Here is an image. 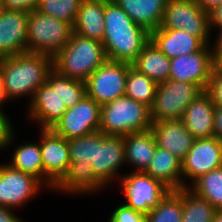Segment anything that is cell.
Returning a JSON list of instances; mask_svg holds the SVG:
<instances>
[{
  "mask_svg": "<svg viewBox=\"0 0 222 222\" xmlns=\"http://www.w3.org/2000/svg\"><path fill=\"white\" fill-rule=\"evenodd\" d=\"M53 69V57L45 54L25 52L0 58V75L7 99L13 103L26 97L29 104Z\"/></svg>",
  "mask_w": 222,
  "mask_h": 222,
  "instance_id": "6da1fadb",
  "label": "cell"
},
{
  "mask_svg": "<svg viewBox=\"0 0 222 222\" xmlns=\"http://www.w3.org/2000/svg\"><path fill=\"white\" fill-rule=\"evenodd\" d=\"M104 24L102 43L108 60L132 64L150 41V32L135 24L114 0L105 4Z\"/></svg>",
  "mask_w": 222,
  "mask_h": 222,
  "instance_id": "7a4b0ae2",
  "label": "cell"
},
{
  "mask_svg": "<svg viewBox=\"0 0 222 222\" xmlns=\"http://www.w3.org/2000/svg\"><path fill=\"white\" fill-rule=\"evenodd\" d=\"M106 60L101 41L73 32L70 41L53 57V68L62 76L86 82Z\"/></svg>",
  "mask_w": 222,
  "mask_h": 222,
  "instance_id": "3957f363",
  "label": "cell"
},
{
  "mask_svg": "<svg viewBox=\"0 0 222 222\" xmlns=\"http://www.w3.org/2000/svg\"><path fill=\"white\" fill-rule=\"evenodd\" d=\"M150 107L126 96L101 106L99 131L125 136L150 130Z\"/></svg>",
  "mask_w": 222,
  "mask_h": 222,
  "instance_id": "277c9868",
  "label": "cell"
},
{
  "mask_svg": "<svg viewBox=\"0 0 222 222\" xmlns=\"http://www.w3.org/2000/svg\"><path fill=\"white\" fill-rule=\"evenodd\" d=\"M72 33L70 23L33 10L28 13L27 52L54 57Z\"/></svg>",
  "mask_w": 222,
  "mask_h": 222,
  "instance_id": "5b68a950",
  "label": "cell"
},
{
  "mask_svg": "<svg viewBox=\"0 0 222 222\" xmlns=\"http://www.w3.org/2000/svg\"><path fill=\"white\" fill-rule=\"evenodd\" d=\"M26 105V119L38 129H52L60 120L68 108L60 95V74L55 69Z\"/></svg>",
  "mask_w": 222,
  "mask_h": 222,
  "instance_id": "8992f818",
  "label": "cell"
},
{
  "mask_svg": "<svg viewBox=\"0 0 222 222\" xmlns=\"http://www.w3.org/2000/svg\"><path fill=\"white\" fill-rule=\"evenodd\" d=\"M202 92L198 86L184 81L169 79L159 83L150 107L152 122L181 119L188 105Z\"/></svg>",
  "mask_w": 222,
  "mask_h": 222,
  "instance_id": "52a82bcc",
  "label": "cell"
},
{
  "mask_svg": "<svg viewBox=\"0 0 222 222\" xmlns=\"http://www.w3.org/2000/svg\"><path fill=\"white\" fill-rule=\"evenodd\" d=\"M158 29H179L211 44L209 16L194 0H167Z\"/></svg>",
  "mask_w": 222,
  "mask_h": 222,
  "instance_id": "ba28073f",
  "label": "cell"
},
{
  "mask_svg": "<svg viewBox=\"0 0 222 222\" xmlns=\"http://www.w3.org/2000/svg\"><path fill=\"white\" fill-rule=\"evenodd\" d=\"M118 187L124 196L123 204L144 215L155 208L170 191L161 182L144 172H128L118 179Z\"/></svg>",
  "mask_w": 222,
  "mask_h": 222,
  "instance_id": "9c48e42d",
  "label": "cell"
},
{
  "mask_svg": "<svg viewBox=\"0 0 222 222\" xmlns=\"http://www.w3.org/2000/svg\"><path fill=\"white\" fill-rule=\"evenodd\" d=\"M43 190L49 189L36 177L0 163V206L19 210Z\"/></svg>",
  "mask_w": 222,
  "mask_h": 222,
  "instance_id": "30bf717a",
  "label": "cell"
},
{
  "mask_svg": "<svg viewBox=\"0 0 222 222\" xmlns=\"http://www.w3.org/2000/svg\"><path fill=\"white\" fill-rule=\"evenodd\" d=\"M130 66L129 63L107 59L86 80V95L100 106L124 97Z\"/></svg>",
  "mask_w": 222,
  "mask_h": 222,
  "instance_id": "8fae6325",
  "label": "cell"
},
{
  "mask_svg": "<svg viewBox=\"0 0 222 222\" xmlns=\"http://www.w3.org/2000/svg\"><path fill=\"white\" fill-rule=\"evenodd\" d=\"M96 179L106 188L118 182L125 163V143L121 135H104L95 144L94 161H91ZM109 187V188H108Z\"/></svg>",
  "mask_w": 222,
  "mask_h": 222,
  "instance_id": "7c38bea8",
  "label": "cell"
},
{
  "mask_svg": "<svg viewBox=\"0 0 222 222\" xmlns=\"http://www.w3.org/2000/svg\"><path fill=\"white\" fill-rule=\"evenodd\" d=\"M101 106L85 95L75 106L68 108L52 130L71 139L99 131Z\"/></svg>",
  "mask_w": 222,
  "mask_h": 222,
  "instance_id": "4fadbf2b",
  "label": "cell"
},
{
  "mask_svg": "<svg viewBox=\"0 0 222 222\" xmlns=\"http://www.w3.org/2000/svg\"><path fill=\"white\" fill-rule=\"evenodd\" d=\"M219 167H222V140L215 136L194 140L192 148L182 160L183 188Z\"/></svg>",
  "mask_w": 222,
  "mask_h": 222,
  "instance_id": "5bb4252c",
  "label": "cell"
},
{
  "mask_svg": "<svg viewBox=\"0 0 222 222\" xmlns=\"http://www.w3.org/2000/svg\"><path fill=\"white\" fill-rule=\"evenodd\" d=\"M214 67L211 45L206 44L198 52L170 59L169 79L188 82L206 91Z\"/></svg>",
  "mask_w": 222,
  "mask_h": 222,
  "instance_id": "9a60e30c",
  "label": "cell"
},
{
  "mask_svg": "<svg viewBox=\"0 0 222 222\" xmlns=\"http://www.w3.org/2000/svg\"><path fill=\"white\" fill-rule=\"evenodd\" d=\"M38 130L39 140H25V142L23 141L19 144L15 142L17 141V132H15V127L12 129L7 139L5 151H8V149L10 150L11 146H15V148L13 147L11 158L6 163L14 169L36 177L49 189V192L52 191L53 193L55 185L44 175L40 150V129Z\"/></svg>",
  "mask_w": 222,
  "mask_h": 222,
  "instance_id": "2e32d148",
  "label": "cell"
},
{
  "mask_svg": "<svg viewBox=\"0 0 222 222\" xmlns=\"http://www.w3.org/2000/svg\"><path fill=\"white\" fill-rule=\"evenodd\" d=\"M40 150L44 175L56 185L70 166L68 140L52 129H40Z\"/></svg>",
  "mask_w": 222,
  "mask_h": 222,
  "instance_id": "e0dca14e",
  "label": "cell"
},
{
  "mask_svg": "<svg viewBox=\"0 0 222 222\" xmlns=\"http://www.w3.org/2000/svg\"><path fill=\"white\" fill-rule=\"evenodd\" d=\"M28 13L0 12V58L27 52Z\"/></svg>",
  "mask_w": 222,
  "mask_h": 222,
  "instance_id": "ac0fdd59",
  "label": "cell"
},
{
  "mask_svg": "<svg viewBox=\"0 0 222 222\" xmlns=\"http://www.w3.org/2000/svg\"><path fill=\"white\" fill-rule=\"evenodd\" d=\"M156 145L183 160L194 143L193 135L181 119L153 122L150 128Z\"/></svg>",
  "mask_w": 222,
  "mask_h": 222,
  "instance_id": "d6986e66",
  "label": "cell"
},
{
  "mask_svg": "<svg viewBox=\"0 0 222 222\" xmlns=\"http://www.w3.org/2000/svg\"><path fill=\"white\" fill-rule=\"evenodd\" d=\"M106 189L95 177L92 165L70 163L67 173L55 185L53 192L67 196H94L100 195ZM85 194V195H84Z\"/></svg>",
  "mask_w": 222,
  "mask_h": 222,
  "instance_id": "ffe728a7",
  "label": "cell"
},
{
  "mask_svg": "<svg viewBox=\"0 0 222 222\" xmlns=\"http://www.w3.org/2000/svg\"><path fill=\"white\" fill-rule=\"evenodd\" d=\"M214 109L210 95L203 91L184 111L182 123L195 140L214 136Z\"/></svg>",
  "mask_w": 222,
  "mask_h": 222,
  "instance_id": "44dd1931",
  "label": "cell"
},
{
  "mask_svg": "<svg viewBox=\"0 0 222 222\" xmlns=\"http://www.w3.org/2000/svg\"><path fill=\"white\" fill-rule=\"evenodd\" d=\"M150 41L168 58L200 51L205 44L196 36L179 29H156Z\"/></svg>",
  "mask_w": 222,
  "mask_h": 222,
  "instance_id": "7402d4cb",
  "label": "cell"
},
{
  "mask_svg": "<svg viewBox=\"0 0 222 222\" xmlns=\"http://www.w3.org/2000/svg\"><path fill=\"white\" fill-rule=\"evenodd\" d=\"M144 173L161 182L170 191L183 188L182 161L158 146Z\"/></svg>",
  "mask_w": 222,
  "mask_h": 222,
  "instance_id": "603a6c76",
  "label": "cell"
},
{
  "mask_svg": "<svg viewBox=\"0 0 222 222\" xmlns=\"http://www.w3.org/2000/svg\"><path fill=\"white\" fill-rule=\"evenodd\" d=\"M108 0H82L73 32L102 42L104 36L105 4Z\"/></svg>",
  "mask_w": 222,
  "mask_h": 222,
  "instance_id": "cb8c5ba5",
  "label": "cell"
},
{
  "mask_svg": "<svg viewBox=\"0 0 222 222\" xmlns=\"http://www.w3.org/2000/svg\"><path fill=\"white\" fill-rule=\"evenodd\" d=\"M125 143L126 167H132V172H144L154 157L156 142L151 130L130 133L123 136ZM135 169H134V168Z\"/></svg>",
  "mask_w": 222,
  "mask_h": 222,
  "instance_id": "d4e9b609",
  "label": "cell"
},
{
  "mask_svg": "<svg viewBox=\"0 0 222 222\" xmlns=\"http://www.w3.org/2000/svg\"><path fill=\"white\" fill-rule=\"evenodd\" d=\"M135 24L148 32L161 25L167 0H114Z\"/></svg>",
  "mask_w": 222,
  "mask_h": 222,
  "instance_id": "484cf974",
  "label": "cell"
},
{
  "mask_svg": "<svg viewBox=\"0 0 222 222\" xmlns=\"http://www.w3.org/2000/svg\"><path fill=\"white\" fill-rule=\"evenodd\" d=\"M138 72L145 74L157 84L169 80L170 59L149 41L131 64Z\"/></svg>",
  "mask_w": 222,
  "mask_h": 222,
  "instance_id": "4316f807",
  "label": "cell"
},
{
  "mask_svg": "<svg viewBox=\"0 0 222 222\" xmlns=\"http://www.w3.org/2000/svg\"><path fill=\"white\" fill-rule=\"evenodd\" d=\"M188 188L209 201L216 210H222V167L203 174Z\"/></svg>",
  "mask_w": 222,
  "mask_h": 222,
  "instance_id": "83f0119b",
  "label": "cell"
},
{
  "mask_svg": "<svg viewBox=\"0 0 222 222\" xmlns=\"http://www.w3.org/2000/svg\"><path fill=\"white\" fill-rule=\"evenodd\" d=\"M216 209L188 187L182 188L181 222H212Z\"/></svg>",
  "mask_w": 222,
  "mask_h": 222,
  "instance_id": "f1b7e54d",
  "label": "cell"
},
{
  "mask_svg": "<svg viewBox=\"0 0 222 222\" xmlns=\"http://www.w3.org/2000/svg\"><path fill=\"white\" fill-rule=\"evenodd\" d=\"M157 85L151 78L138 72L131 65L126 77L125 96L151 107Z\"/></svg>",
  "mask_w": 222,
  "mask_h": 222,
  "instance_id": "f546056e",
  "label": "cell"
},
{
  "mask_svg": "<svg viewBox=\"0 0 222 222\" xmlns=\"http://www.w3.org/2000/svg\"><path fill=\"white\" fill-rule=\"evenodd\" d=\"M182 188L169 191L146 215V222H181Z\"/></svg>",
  "mask_w": 222,
  "mask_h": 222,
  "instance_id": "4dcf8cb0",
  "label": "cell"
},
{
  "mask_svg": "<svg viewBox=\"0 0 222 222\" xmlns=\"http://www.w3.org/2000/svg\"><path fill=\"white\" fill-rule=\"evenodd\" d=\"M104 135L101 131H96L89 135L68 139L70 163L92 165L91 161H94L95 144Z\"/></svg>",
  "mask_w": 222,
  "mask_h": 222,
  "instance_id": "1f68e13d",
  "label": "cell"
},
{
  "mask_svg": "<svg viewBox=\"0 0 222 222\" xmlns=\"http://www.w3.org/2000/svg\"><path fill=\"white\" fill-rule=\"evenodd\" d=\"M82 0H39V13L66 21L72 26L76 20Z\"/></svg>",
  "mask_w": 222,
  "mask_h": 222,
  "instance_id": "d6a6232c",
  "label": "cell"
},
{
  "mask_svg": "<svg viewBox=\"0 0 222 222\" xmlns=\"http://www.w3.org/2000/svg\"><path fill=\"white\" fill-rule=\"evenodd\" d=\"M60 95L67 108L73 107L86 95V82L60 75Z\"/></svg>",
  "mask_w": 222,
  "mask_h": 222,
  "instance_id": "836d02e7",
  "label": "cell"
},
{
  "mask_svg": "<svg viewBox=\"0 0 222 222\" xmlns=\"http://www.w3.org/2000/svg\"><path fill=\"white\" fill-rule=\"evenodd\" d=\"M108 222H146V215L120 202L117 207L112 210Z\"/></svg>",
  "mask_w": 222,
  "mask_h": 222,
  "instance_id": "e575fe53",
  "label": "cell"
},
{
  "mask_svg": "<svg viewBox=\"0 0 222 222\" xmlns=\"http://www.w3.org/2000/svg\"><path fill=\"white\" fill-rule=\"evenodd\" d=\"M206 92L210 95L215 106H222V73L215 67L210 77Z\"/></svg>",
  "mask_w": 222,
  "mask_h": 222,
  "instance_id": "d590c367",
  "label": "cell"
},
{
  "mask_svg": "<svg viewBox=\"0 0 222 222\" xmlns=\"http://www.w3.org/2000/svg\"><path fill=\"white\" fill-rule=\"evenodd\" d=\"M2 9L29 13L36 10L39 0H1Z\"/></svg>",
  "mask_w": 222,
  "mask_h": 222,
  "instance_id": "8d00e7d4",
  "label": "cell"
},
{
  "mask_svg": "<svg viewBox=\"0 0 222 222\" xmlns=\"http://www.w3.org/2000/svg\"><path fill=\"white\" fill-rule=\"evenodd\" d=\"M15 126L6 113H0V153L5 152L8 136Z\"/></svg>",
  "mask_w": 222,
  "mask_h": 222,
  "instance_id": "74e56055",
  "label": "cell"
},
{
  "mask_svg": "<svg viewBox=\"0 0 222 222\" xmlns=\"http://www.w3.org/2000/svg\"><path fill=\"white\" fill-rule=\"evenodd\" d=\"M208 16H209V27L212 34H214L213 32L217 31L218 29H222V5L210 11L208 13Z\"/></svg>",
  "mask_w": 222,
  "mask_h": 222,
  "instance_id": "f35d334b",
  "label": "cell"
},
{
  "mask_svg": "<svg viewBox=\"0 0 222 222\" xmlns=\"http://www.w3.org/2000/svg\"><path fill=\"white\" fill-rule=\"evenodd\" d=\"M17 210L0 206V222H26L24 218L17 216Z\"/></svg>",
  "mask_w": 222,
  "mask_h": 222,
  "instance_id": "ab89813d",
  "label": "cell"
},
{
  "mask_svg": "<svg viewBox=\"0 0 222 222\" xmlns=\"http://www.w3.org/2000/svg\"><path fill=\"white\" fill-rule=\"evenodd\" d=\"M214 136L222 140V106H215L214 109Z\"/></svg>",
  "mask_w": 222,
  "mask_h": 222,
  "instance_id": "60d3db41",
  "label": "cell"
},
{
  "mask_svg": "<svg viewBox=\"0 0 222 222\" xmlns=\"http://www.w3.org/2000/svg\"><path fill=\"white\" fill-rule=\"evenodd\" d=\"M214 33L216 35H212L214 39L212 38L211 42L213 43L210 44L212 48V52L213 54H222V29H218V31H215Z\"/></svg>",
  "mask_w": 222,
  "mask_h": 222,
  "instance_id": "b9f144b4",
  "label": "cell"
},
{
  "mask_svg": "<svg viewBox=\"0 0 222 222\" xmlns=\"http://www.w3.org/2000/svg\"><path fill=\"white\" fill-rule=\"evenodd\" d=\"M206 13L222 5V0H194Z\"/></svg>",
  "mask_w": 222,
  "mask_h": 222,
  "instance_id": "7bdbcfd3",
  "label": "cell"
},
{
  "mask_svg": "<svg viewBox=\"0 0 222 222\" xmlns=\"http://www.w3.org/2000/svg\"><path fill=\"white\" fill-rule=\"evenodd\" d=\"M9 100L6 97V94L4 92V85H3V80L0 75V113H5L6 110L4 108L6 107V103L9 104ZM5 106V107H4Z\"/></svg>",
  "mask_w": 222,
  "mask_h": 222,
  "instance_id": "ee69618b",
  "label": "cell"
},
{
  "mask_svg": "<svg viewBox=\"0 0 222 222\" xmlns=\"http://www.w3.org/2000/svg\"><path fill=\"white\" fill-rule=\"evenodd\" d=\"M215 68L222 73V54H213Z\"/></svg>",
  "mask_w": 222,
  "mask_h": 222,
  "instance_id": "f6af8a7d",
  "label": "cell"
},
{
  "mask_svg": "<svg viewBox=\"0 0 222 222\" xmlns=\"http://www.w3.org/2000/svg\"><path fill=\"white\" fill-rule=\"evenodd\" d=\"M212 222H222V210H216Z\"/></svg>",
  "mask_w": 222,
  "mask_h": 222,
  "instance_id": "bcb514c9",
  "label": "cell"
},
{
  "mask_svg": "<svg viewBox=\"0 0 222 222\" xmlns=\"http://www.w3.org/2000/svg\"><path fill=\"white\" fill-rule=\"evenodd\" d=\"M2 1L0 0V12L2 11Z\"/></svg>",
  "mask_w": 222,
  "mask_h": 222,
  "instance_id": "7dc6e473",
  "label": "cell"
}]
</instances>
